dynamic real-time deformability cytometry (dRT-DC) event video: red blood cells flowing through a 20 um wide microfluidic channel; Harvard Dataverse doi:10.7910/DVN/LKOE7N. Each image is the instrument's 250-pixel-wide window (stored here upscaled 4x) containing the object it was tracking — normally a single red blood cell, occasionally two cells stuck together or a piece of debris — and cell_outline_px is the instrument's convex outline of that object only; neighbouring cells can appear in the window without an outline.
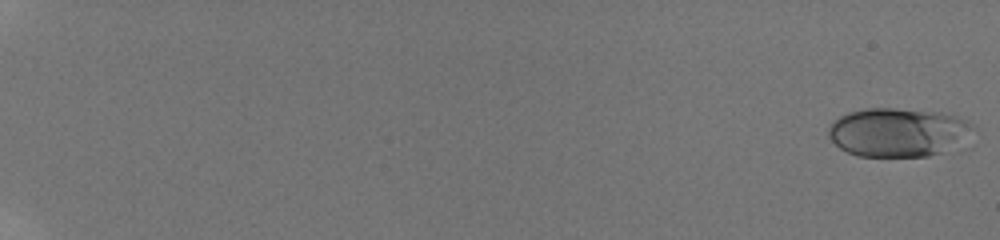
{"species": "human", "species_latin": "Homo sapiens", "temperature_condition": "room temperature", "stored_images_in_passage": 25, "camera_frame_rate_fps": 3000, "um_per_image_px": 0.085, "donor": {"sex": "male"}, "frame": {"image": 1, "passage_image": 1, "time_ms": 0.0, "image_size_px": [1000, 240], "cell_outline_px": [[976, 128], [940, 152], [928, 156], [856, 156], [840, 148], [828, 136], [828, 128], [840, 116], [848, 112], [864, 108], [896, 108], [940, 112], [956, 116], [968, 120], [976, 124]], "centroid_in_image_um": [76.27, 11.21], "position_along_channel_um": 8.7, "area_um2": 40.52}}
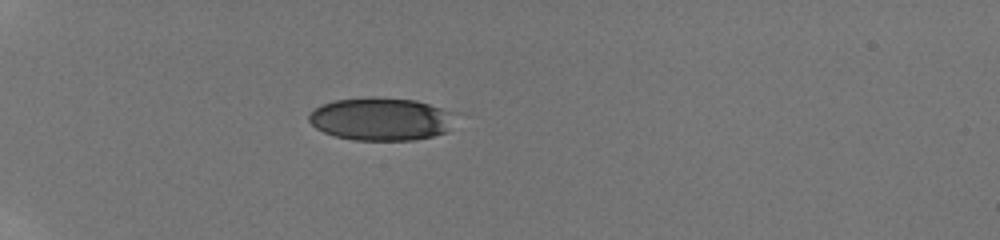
{"frame": {"image": 2, "passage_image": 18, "time_ms": 6.333, "image_size_px": [1000, 240], "cell_outline_px": [[460, 112], [448, 132], [416, 140], [352, 140], [336, 136], [324, 132], [316, 128], [308, 120], [308, 116], [320, 104], [336, 100], [368, 96], [376, 96], [416, 100]], "centroid_in_image_um": [32.48, 10.1], "position_along_channel_um": 52.5, "area_um2": 37.45}}
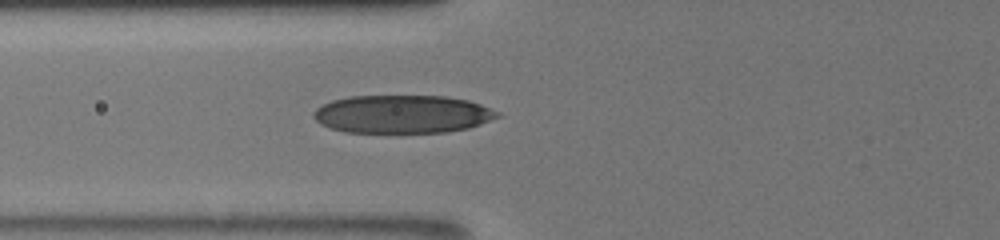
{"frame": {"image": 3, "passage_image": 25, "time_ms": 8.333, "image_size_px": [1000, 240], "cell_outline_px": [[500, 116], [480, 124], [468, 128], [444, 132], [344, 132], [320, 124], [312, 116], [316, 108], [332, 100], [352, 96], [448, 96], [468, 100], [480, 104], [500, 112]], "centroid_in_image_um": [34.21, 9.69], "position_along_channel_um": 91.6, "area_um2": 40.69}}